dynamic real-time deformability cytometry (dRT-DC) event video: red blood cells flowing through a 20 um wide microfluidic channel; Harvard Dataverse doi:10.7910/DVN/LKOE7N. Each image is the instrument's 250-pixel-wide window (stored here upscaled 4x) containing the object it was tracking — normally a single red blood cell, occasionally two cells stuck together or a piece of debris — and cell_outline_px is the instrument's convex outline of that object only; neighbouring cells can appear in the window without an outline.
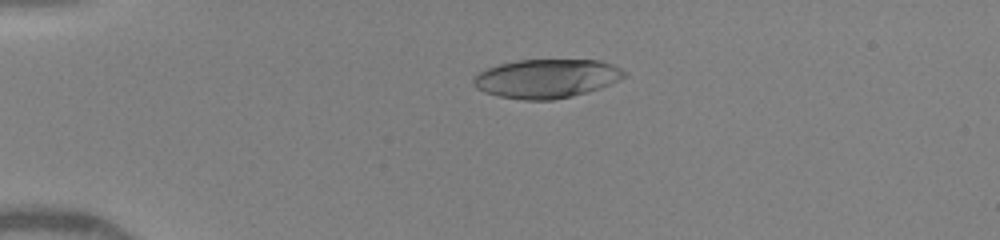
{"species": "human", "species_latin": "Homo sapiens", "temperature_condition": "warm", "stored_images_in_passage": 6, "camera_frame_rate_fps": 3000, "um_per_image_px": 0.085, "donor": {"sex": "female"}, "frame": {"image": 1, "passage_image": 4, "time_ms": 3.667, "image_size_px": [1000, 240], "cell_outline_px": [[628, 76], [620, 80], [600, 88], [588, 92], [572, 96], [552, 100], [524, 100], [500, 96], [484, 92], [476, 88], [472, 84], [472, 80], [480, 72], [488, 68], [500, 64], [516, 60], [600, 60], [612, 64], [628, 72]], "centroid_in_image_um": [46.5, 6.67], "position_along_channel_um": 38.5, "area_um2": 34.28}}
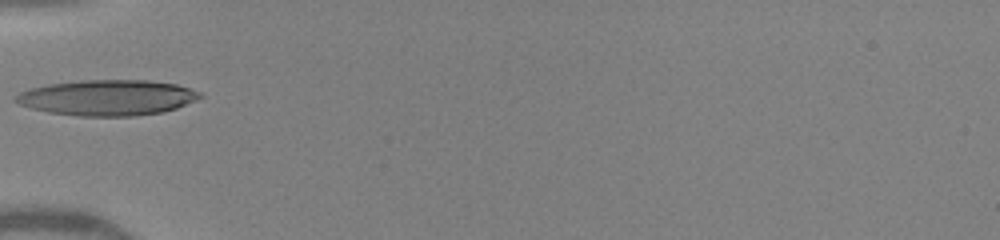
{"frame": {"image": 2, "passage_image": 6, "time_ms": 5.667, "image_size_px": [1000, 240], "cell_outline_px": [[204, 96], [176, 108], [160, 112], [136, 116], [80, 116], [48, 112], [32, 108], [20, 104], [12, 100], [12, 96], [20, 92], [32, 88], [48, 84], [80, 80], [148, 80], [176, 84], [200, 92]], "centroid_in_image_um": [9.1, 8.29], "position_along_channel_um": 75.9, "area_um2": 38.21}}